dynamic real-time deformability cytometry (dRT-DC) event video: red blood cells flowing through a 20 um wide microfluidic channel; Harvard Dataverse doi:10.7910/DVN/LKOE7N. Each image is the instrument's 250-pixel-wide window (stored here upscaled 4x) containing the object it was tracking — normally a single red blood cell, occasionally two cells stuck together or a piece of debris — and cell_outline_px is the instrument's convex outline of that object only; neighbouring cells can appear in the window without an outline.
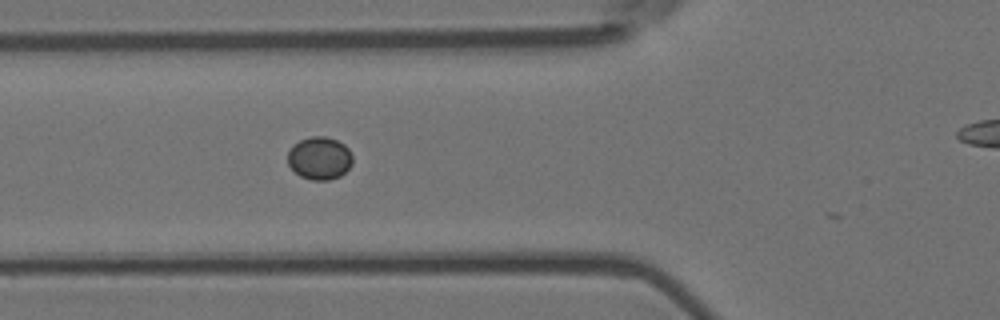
{"species": "Egyptian fruit bat (a non-hibernating species)", "species_latin": "Rousettus aegyptiacus", "temperature_condition": "room temperature", "stored_images_in_passage": 3, "camera_frame_rate_fps": 3000, "um_per_image_px": 0.085, "animal": {"sex": "female"}, "frame": {"image": 1, "passage_image": 2, "time_ms": 0.333, "image_size_px": [1000, 320], "cell_outline_px": [[352, 164], [340, 176], [328, 180], [312, 180], [300, 176], [288, 164], [288, 152], [300, 140], [312, 136], [324, 136], [336, 140], [344, 144], [348, 148], [352, 156]], "centroid_in_image_um": [27.18, 13.45], "position_along_channel_um": 98.6, "area_um2": 15.95}}